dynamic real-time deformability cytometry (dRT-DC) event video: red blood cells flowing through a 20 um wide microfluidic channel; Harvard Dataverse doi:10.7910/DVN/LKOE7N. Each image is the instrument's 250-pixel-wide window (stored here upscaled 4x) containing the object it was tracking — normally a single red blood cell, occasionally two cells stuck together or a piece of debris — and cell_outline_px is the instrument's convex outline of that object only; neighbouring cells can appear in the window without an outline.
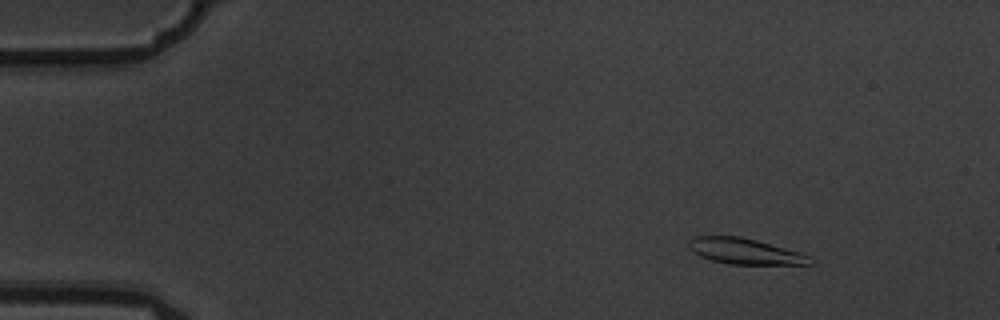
{"species": "common noctule bat (a hibernating species)", "species_latin": "Nyctalus noctula", "temperature_condition": "warm", "stored_images_in_passage": 8, "camera_frame_rate_fps": 3000, "um_per_image_px": 0.085, "animal": {"sex": "male", "body_mass_g": 19.5, "forearm_length_mm": 54.6}, "frame": {"image": 1, "passage_image": 2, "time_ms": 0.333, "image_size_px": [1000, 320], "cell_outline_px": [[816, 264], [728, 264], [712, 260], [700, 256], [688, 248], [688, 240], [696, 236], [740, 236], [756, 240], [800, 252], [808, 256]], "centroid_in_image_um": [63.29, 21.35], "position_along_channel_um": 21.7, "area_um2": 18.15}}
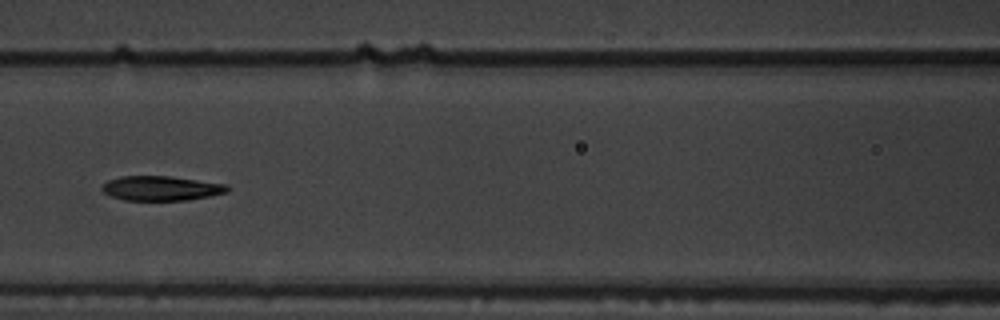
{"frame": {"image": 2, "passage_image": 7, "time_ms": 2.0, "image_size_px": [1000, 320], "cell_outline_px": [[228, 192], [212, 196], [188, 200], [124, 200], [112, 196], [104, 192], [100, 188], [108, 180], [120, 176], [168, 176], [228, 184]], "centroid_in_image_um": [13.72, 16.0], "position_along_channel_um": 152.9, "area_um2": 17.98}}
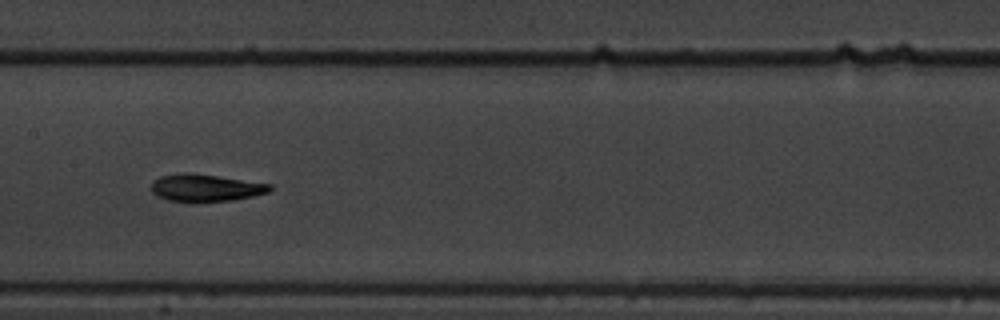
{"frame": {"image": 3, "passage_image": 8, "time_ms": 2.333, "image_size_px": [1000, 320], "cell_outline_px": [[272, 188], [268, 192], [252, 196], [232, 200], [168, 200], [156, 196], [152, 192], [152, 180], [160, 176], [180, 172], [188, 172], [272, 184]], "centroid_in_image_um": [17.44, 15.93], "position_along_channel_um": 190.0, "area_um2": 18.38}}